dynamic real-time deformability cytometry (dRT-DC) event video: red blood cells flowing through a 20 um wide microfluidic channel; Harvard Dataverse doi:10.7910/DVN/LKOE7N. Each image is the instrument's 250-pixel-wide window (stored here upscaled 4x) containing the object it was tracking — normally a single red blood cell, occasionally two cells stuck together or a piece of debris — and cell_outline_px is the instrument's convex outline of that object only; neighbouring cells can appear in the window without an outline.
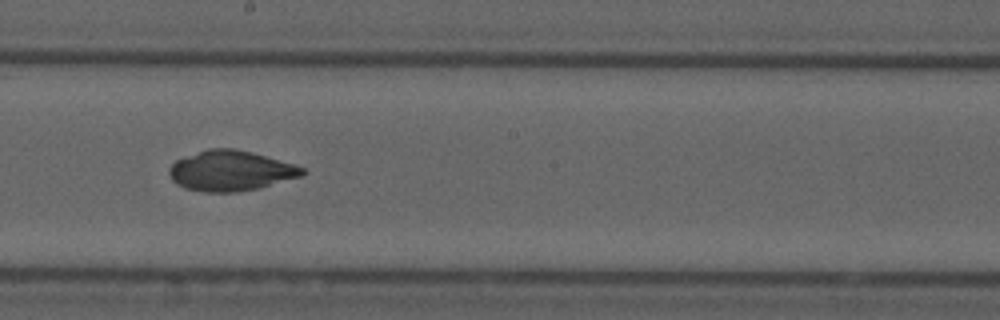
{"species": "common noctule bat (a hibernating species)", "species_latin": "Nyctalus noctula", "temperature_condition": "cold", "stored_images_in_passage": 45, "camera_frame_rate_fps": 3000, "um_per_image_px": 0.085, "animal": {"sex": "male", "forearm_length_mm": 52.5}, "frame": {"image": 1, "passage_image": 21, "time_ms": 6.667, "image_size_px": [1000, 320], "cell_outline_px": [[308, 172], [304, 176], [260, 188], [236, 192], [204, 192], [184, 188], [176, 184], [172, 180], [168, 172], [168, 168], [176, 160], [208, 148], [236, 148], [252, 152], [292, 164], [304, 168]], "centroid_in_image_um": [19.62, 14.52], "position_along_channel_um": 228.6, "area_um2": 31.44}}
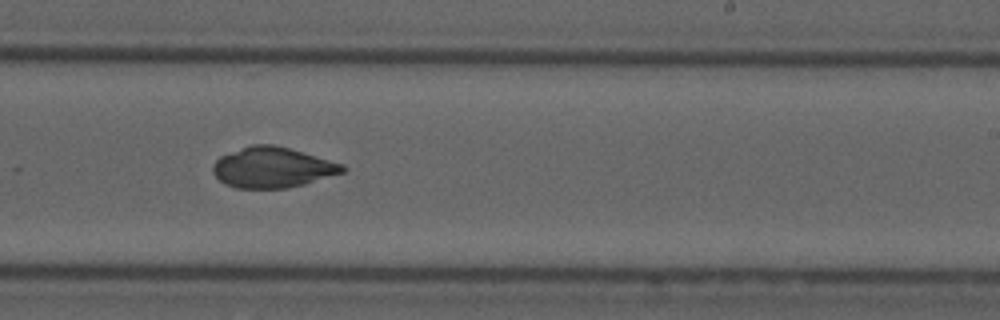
{"frame": {"image": 2, "passage_image": 24, "time_ms": 7.667, "image_size_px": [1000, 320], "cell_outline_px": [[348, 168], [344, 172], [304, 184], [288, 188], [236, 188], [224, 184], [212, 172], [212, 164], [220, 156], [252, 144], [276, 144], [344, 164]], "centroid_in_image_um": [23.16, 14.23], "position_along_channel_um": 265.8, "area_um2": 30.69}}
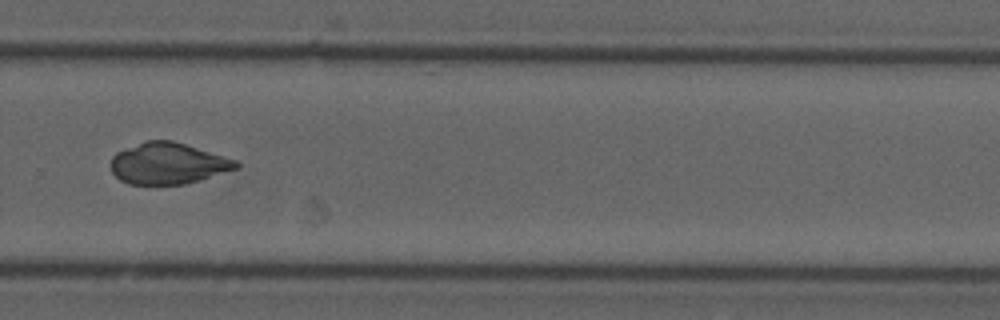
{"frame": {"image": 3, "passage_image": 28, "time_ms": 9.0, "image_size_px": [1000, 320], "cell_outline_px": [[240, 168], [200, 180], [184, 184], [128, 184], [120, 180], [112, 172], [108, 164], [112, 156], [116, 152], [144, 140], [172, 140], [236, 160], [240, 164]], "centroid_in_image_um": [14.24, 13.89], "position_along_channel_um": 315.6, "area_um2": 30.35}}